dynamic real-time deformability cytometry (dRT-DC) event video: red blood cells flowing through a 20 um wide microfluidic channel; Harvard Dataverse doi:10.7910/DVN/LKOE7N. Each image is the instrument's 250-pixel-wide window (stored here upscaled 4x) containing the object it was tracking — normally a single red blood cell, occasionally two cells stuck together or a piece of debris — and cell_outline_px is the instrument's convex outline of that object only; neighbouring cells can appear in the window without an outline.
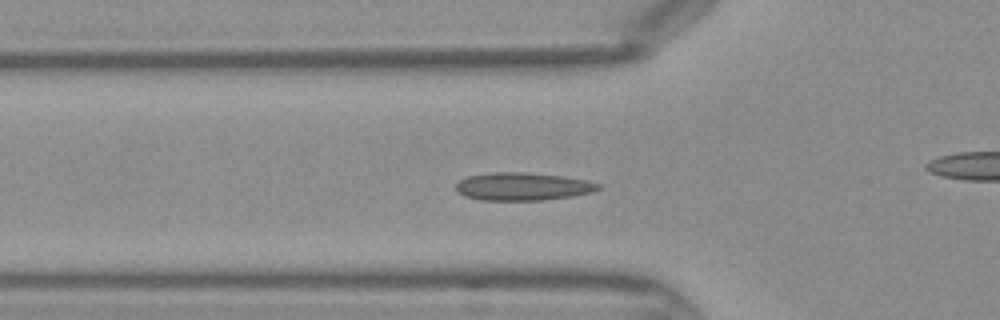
{"species": "Egyptian fruit bat (a non-hibernating species)", "species_latin": "Rousettus aegyptiacus", "temperature_condition": "warm", "stored_images_in_passage": 44, "camera_frame_rate_fps": 3000, "um_per_image_px": 0.085, "frame": {"image": 1, "passage_image": 14, "time_ms": 4.333, "image_size_px": [1000, 320], "cell_outline_px": [[600, 188], [592, 192], [572, 196], [544, 200], [484, 200], [464, 196], [456, 192], [456, 184], [460, 180], [468, 176], [492, 172], [524, 172], [564, 176], [588, 180], [600, 184]], "centroid_in_image_um": [44.43, 15.85], "position_along_channel_um": 81.4, "area_um2": 23.18}}
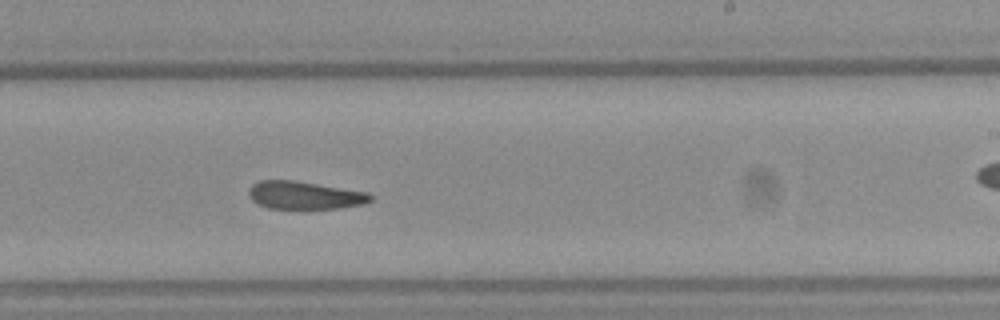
{"frame": {"image": 2, "passage_image": 26, "time_ms": 8.333, "image_size_px": [1000, 320], "cell_outline_px": [[372, 200], [364, 204], [340, 208], [268, 208], [252, 200], [248, 192], [248, 188], [252, 184], [260, 180], [296, 180], [368, 192], [372, 196]], "centroid_in_image_um": [25.9, 16.58], "position_along_channel_um": 263.1, "area_um2": 19.77}}
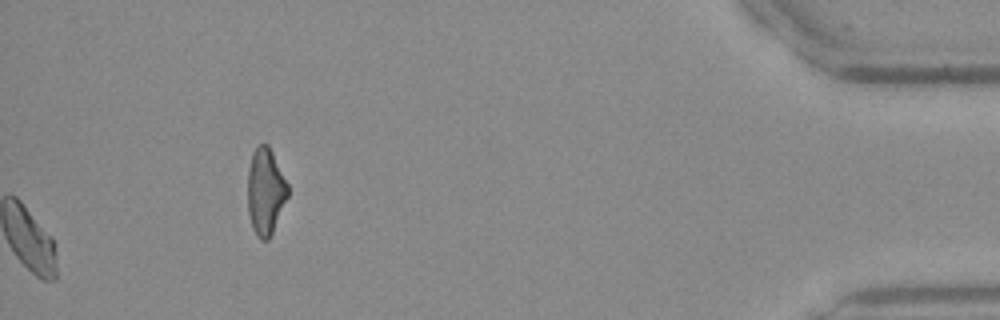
{"frame": {"image": 3, "passage_image": 44, "time_ms": 14.333, "image_size_px": [1000, 320], "cell_outline_px": [[288, 196], [272, 232], [268, 240], [260, 240], [256, 236], [252, 228], [248, 212], [248, 168], [252, 152], [260, 144], [268, 144], [288, 184]], "centroid_in_image_um": [22.55, 16.28], "position_along_channel_um": 412.6, "area_um2": 20.17}}